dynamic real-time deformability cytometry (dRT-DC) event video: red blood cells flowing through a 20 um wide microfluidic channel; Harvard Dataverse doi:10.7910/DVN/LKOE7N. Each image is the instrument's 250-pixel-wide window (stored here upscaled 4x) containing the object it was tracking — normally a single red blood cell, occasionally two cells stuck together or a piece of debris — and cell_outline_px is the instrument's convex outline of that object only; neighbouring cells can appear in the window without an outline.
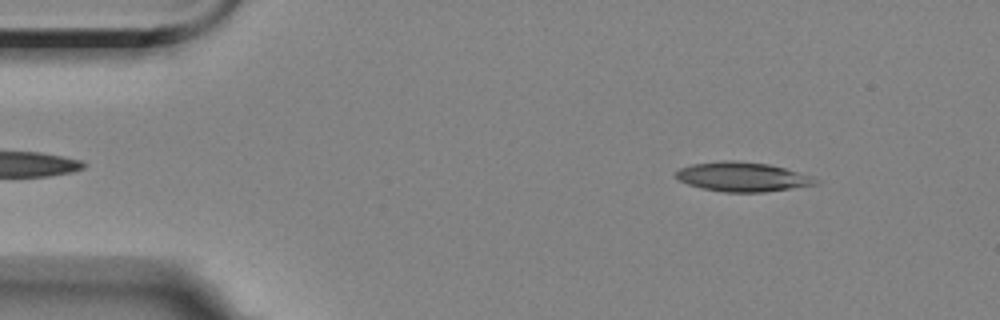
{"species": "Egyptian fruit bat (a non-hibernating species)", "species_latin": "Rousettus aegyptiacus", "temperature_condition": "room temperature", "stored_images_in_passage": 3, "camera_frame_rate_fps": 3000, "um_per_image_px": 0.085, "animal": {"sex": "female"}, "frame": {"image": 1, "passage_image": 1, "time_ms": 0.0, "image_size_px": [1000, 320], "cell_outline_px": [[820, 180], [816, 184], [764, 192], [724, 192], [700, 188], [688, 184], [680, 180], [676, 176], [676, 172], [680, 168], [692, 164], [724, 160], [736, 160], [768, 164], [784, 168], [812, 176]], "centroid_in_image_um": [63.1, 15.03], "position_along_channel_um": 21.9, "area_um2": 23.76}}